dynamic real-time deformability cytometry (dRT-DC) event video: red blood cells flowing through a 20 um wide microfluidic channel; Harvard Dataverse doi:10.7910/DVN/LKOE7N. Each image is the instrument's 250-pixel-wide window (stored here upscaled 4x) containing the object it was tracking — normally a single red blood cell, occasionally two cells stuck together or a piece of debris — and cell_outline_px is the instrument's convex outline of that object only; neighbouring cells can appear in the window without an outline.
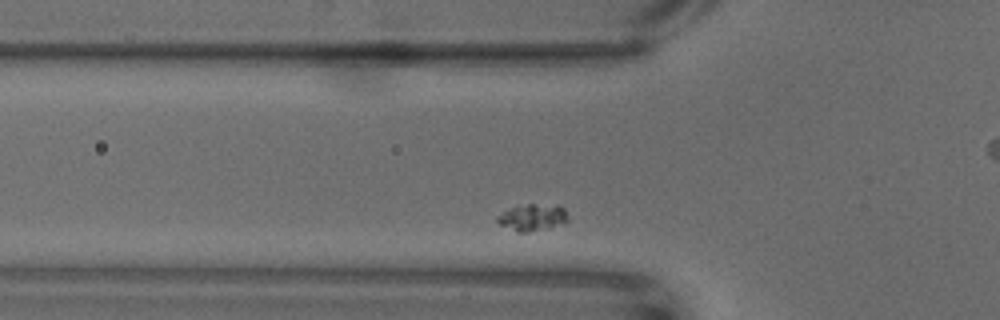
{"species": "common noctule bat (a hibernating species)", "species_latin": "Nyctalus noctula", "temperature_condition": "warm", "stored_images_in_passage": 41, "camera_frame_rate_fps": 3000, "um_per_image_px": 0.085, "animal": {"sex": "male", "body_mass_g": 18.8}, "frame": {"image": 1, "passage_image": 5, "time_ms": 1.333, "image_size_px": [1000, 320], "cell_outline_px": [[568, 220], [548, 228], [528, 232], [516, 232], [500, 224], [496, 220], [496, 216], [516, 204], [532, 204], [564, 208], [568, 216]], "centroid_in_image_um": [45.18, 18.48], "position_along_channel_um": 80.6, "area_um2": 10.81}}
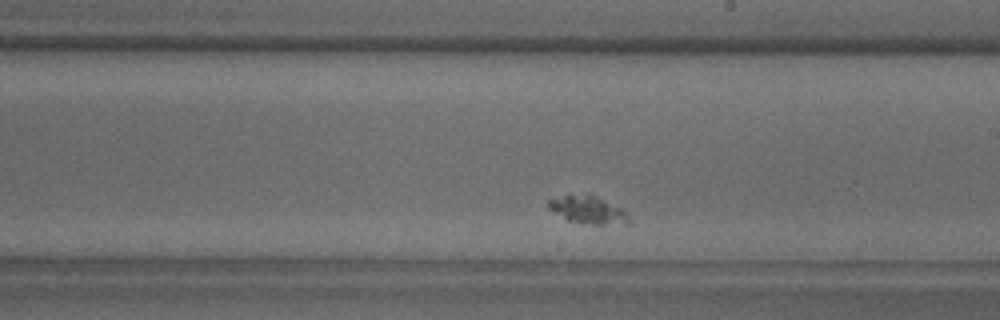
{"frame": {"image": 2, "passage_image": 22, "time_ms": 7.0, "image_size_px": [1000, 320], "cell_outline_px": [[632, 220], [628, 224], [592, 224], [568, 220], [552, 212], [548, 208], [548, 200], [564, 196], [596, 196], [620, 208]], "centroid_in_image_um": [49.99, 17.88], "position_along_channel_um": 239.0, "area_um2": 12.43}}
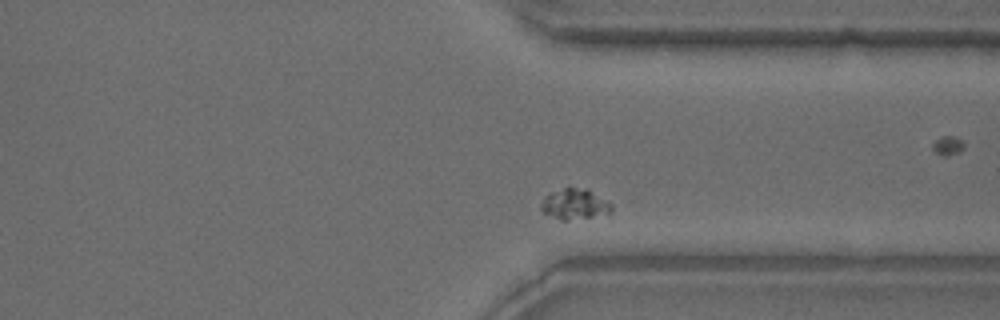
{"frame": {"image": 3, "passage_image": 35, "time_ms": 11.333, "image_size_px": [1000, 320], "cell_outline_px": [[612, 212], [592, 216], [568, 220], [560, 220], [544, 212], [540, 208], [544, 196], [568, 184], [584, 188], [612, 204]], "centroid_in_image_um": [48.8, 17.31], "position_along_channel_um": 362.6, "area_um2": 12.54}}